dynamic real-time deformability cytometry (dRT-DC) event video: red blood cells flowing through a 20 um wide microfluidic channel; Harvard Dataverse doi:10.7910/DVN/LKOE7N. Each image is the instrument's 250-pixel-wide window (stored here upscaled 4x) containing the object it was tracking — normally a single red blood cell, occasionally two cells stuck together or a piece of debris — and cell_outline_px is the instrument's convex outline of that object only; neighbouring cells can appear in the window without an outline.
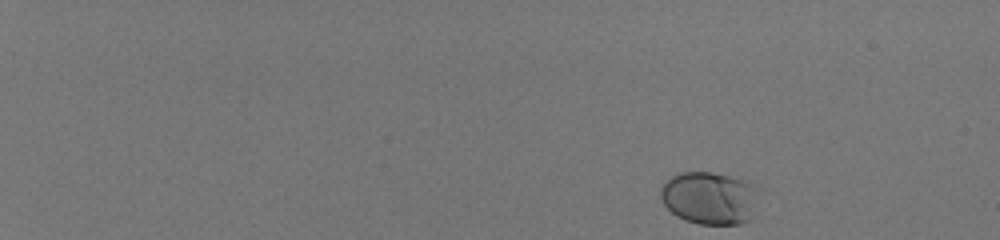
{"species": "human", "species_latin": "Homo sapiens", "temperature_condition": "room temperature", "stored_images_in_passage": 45, "camera_frame_rate_fps": 3000, "um_per_image_px": 0.085, "donor": {"sex": "male"}, "frame": {"image": 1, "passage_image": 1, "time_ms": 0.0, "image_size_px": [1000, 240], "cell_outline_px": [[756, 188], [752, 220], [740, 224], [700, 224], [684, 220], [676, 216], [664, 204], [660, 196], [660, 188], [672, 176], [680, 172], [712, 172], [728, 176], [740, 180]], "centroid_in_image_um": [60.26, 16.85], "position_along_channel_um": 24.7, "area_um2": 29.71}}
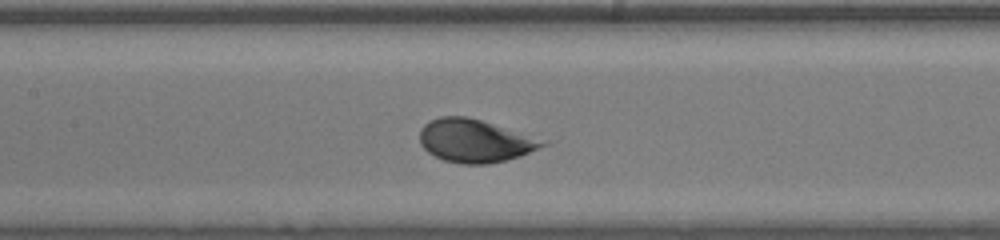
{"frame": {"image": 2, "passage_image": 26, "time_ms": 8.333, "image_size_px": [1000, 240], "cell_outline_px": [[552, 140], [548, 144], [520, 156], [488, 164], [464, 164], [444, 160], [428, 152], [420, 144], [420, 128], [428, 120], [440, 116], [464, 116], [480, 120]], "centroid_in_image_um": [40.41, 11.95], "position_along_channel_um": 167.0, "area_um2": 31.1}}
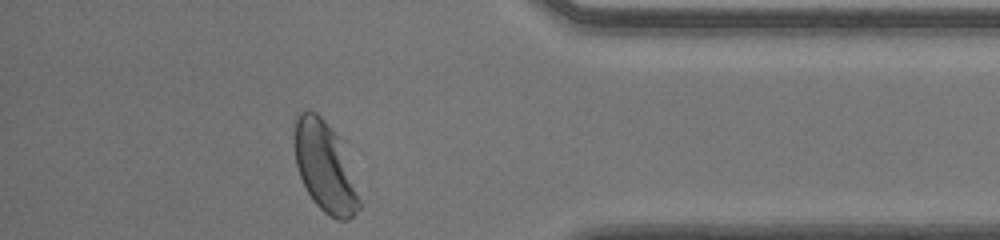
{"frame": {"image": 3, "passage_image": 45, "time_ms": 14.667, "image_size_px": [1000, 240], "cell_outline_px": [[360, 208], [348, 220], [336, 220], [324, 212], [312, 200], [300, 176], [296, 164], [292, 136], [296, 112], [308, 108], [316, 112], [324, 120], [336, 136], [360, 200]], "centroid_in_image_um": [27.51, 14.15], "position_along_channel_um": 407.7, "area_um2": 33.35}, "authors_computed_cell_mechanics": {"area_um2": 29.7092, "velocity_mm_per_s": 4.0146, "shape_relaxation_time_tau1_ms": 1.238, "shape_relaxation_time_tau2_ms": null, "deformation_change_tau1": 0.0897, "deformation_change_tau2": null}}